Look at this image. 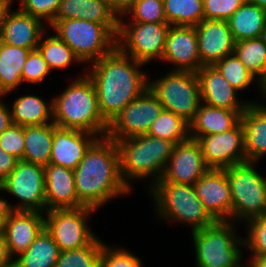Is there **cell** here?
Returning a JSON list of instances; mask_svg holds the SVG:
<instances>
[{
  "mask_svg": "<svg viewBox=\"0 0 266 267\" xmlns=\"http://www.w3.org/2000/svg\"><path fill=\"white\" fill-rule=\"evenodd\" d=\"M61 0H19L20 11L39 18L49 25L54 21Z\"/></svg>",
  "mask_w": 266,
  "mask_h": 267,
  "instance_id": "42",
  "label": "cell"
},
{
  "mask_svg": "<svg viewBox=\"0 0 266 267\" xmlns=\"http://www.w3.org/2000/svg\"><path fill=\"white\" fill-rule=\"evenodd\" d=\"M59 246L44 228L29 248L13 259V267H55Z\"/></svg>",
  "mask_w": 266,
  "mask_h": 267,
  "instance_id": "31",
  "label": "cell"
},
{
  "mask_svg": "<svg viewBox=\"0 0 266 267\" xmlns=\"http://www.w3.org/2000/svg\"><path fill=\"white\" fill-rule=\"evenodd\" d=\"M264 41V43L266 44V24H265V28L263 30V34H262V37H261Z\"/></svg>",
  "mask_w": 266,
  "mask_h": 267,
  "instance_id": "53",
  "label": "cell"
},
{
  "mask_svg": "<svg viewBox=\"0 0 266 267\" xmlns=\"http://www.w3.org/2000/svg\"><path fill=\"white\" fill-rule=\"evenodd\" d=\"M161 61L173 64L172 70L197 72L202 67L195 26L169 27Z\"/></svg>",
  "mask_w": 266,
  "mask_h": 267,
  "instance_id": "16",
  "label": "cell"
},
{
  "mask_svg": "<svg viewBox=\"0 0 266 267\" xmlns=\"http://www.w3.org/2000/svg\"><path fill=\"white\" fill-rule=\"evenodd\" d=\"M244 111H234L201 103L193 120L189 123L190 138L218 134L234 128Z\"/></svg>",
  "mask_w": 266,
  "mask_h": 267,
  "instance_id": "26",
  "label": "cell"
},
{
  "mask_svg": "<svg viewBox=\"0 0 266 267\" xmlns=\"http://www.w3.org/2000/svg\"><path fill=\"white\" fill-rule=\"evenodd\" d=\"M120 9L111 0H61L54 20L82 19L106 25L116 36Z\"/></svg>",
  "mask_w": 266,
  "mask_h": 267,
  "instance_id": "21",
  "label": "cell"
},
{
  "mask_svg": "<svg viewBox=\"0 0 266 267\" xmlns=\"http://www.w3.org/2000/svg\"><path fill=\"white\" fill-rule=\"evenodd\" d=\"M249 3H253L266 11V0H246Z\"/></svg>",
  "mask_w": 266,
  "mask_h": 267,
  "instance_id": "51",
  "label": "cell"
},
{
  "mask_svg": "<svg viewBox=\"0 0 266 267\" xmlns=\"http://www.w3.org/2000/svg\"><path fill=\"white\" fill-rule=\"evenodd\" d=\"M1 98L4 96H0ZM0 98V134L13 125L11 110Z\"/></svg>",
  "mask_w": 266,
  "mask_h": 267,
  "instance_id": "47",
  "label": "cell"
},
{
  "mask_svg": "<svg viewBox=\"0 0 266 267\" xmlns=\"http://www.w3.org/2000/svg\"><path fill=\"white\" fill-rule=\"evenodd\" d=\"M195 29L201 66H213L233 54L235 41L226 20L203 19Z\"/></svg>",
  "mask_w": 266,
  "mask_h": 267,
  "instance_id": "18",
  "label": "cell"
},
{
  "mask_svg": "<svg viewBox=\"0 0 266 267\" xmlns=\"http://www.w3.org/2000/svg\"><path fill=\"white\" fill-rule=\"evenodd\" d=\"M49 26L83 64L90 65L116 48V35L101 23L65 19L54 20Z\"/></svg>",
  "mask_w": 266,
  "mask_h": 267,
  "instance_id": "7",
  "label": "cell"
},
{
  "mask_svg": "<svg viewBox=\"0 0 266 267\" xmlns=\"http://www.w3.org/2000/svg\"><path fill=\"white\" fill-rule=\"evenodd\" d=\"M85 73L92 80L103 119L110 124L121 110L149 88L144 65L123 54L117 47L108 55L90 63Z\"/></svg>",
  "mask_w": 266,
  "mask_h": 267,
  "instance_id": "1",
  "label": "cell"
},
{
  "mask_svg": "<svg viewBox=\"0 0 266 267\" xmlns=\"http://www.w3.org/2000/svg\"><path fill=\"white\" fill-rule=\"evenodd\" d=\"M115 142L120 157L121 176L130 189L132 179L144 180L152 176L151 181H154L149 187L161 179L175 145L169 140L147 134Z\"/></svg>",
  "mask_w": 266,
  "mask_h": 267,
  "instance_id": "4",
  "label": "cell"
},
{
  "mask_svg": "<svg viewBox=\"0 0 266 267\" xmlns=\"http://www.w3.org/2000/svg\"><path fill=\"white\" fill-rule=\"evenodd\" d=\"M93 212H96V209L87 206L45 212V228L60 251L85 247L97 237L87 225V217Z\"/></svg>",
  "mask_w": 266,
  "mask_h": 267,
  "instance_id": "12",
  "label": "cell"
},
{
  "mask_svg": "<svg viewBox=\"0 0 266 267\" xmlns=\"http://www.w3.org/2000/svg\"><path fill=\"white\" fill-rule=\"evenodd\" d=\"M103 242L95 238L89 245L61 251L55 267H100Z\"/></svg>",
  "mask_w": 266,
  "mask_h": 267,
  "instance_id": "37",
  "label": "cell"
},
{
  "mask_svg": "<svg viewBox=\"0 0 266 267\" xmlns=\"http://www.w3.org/2000/svg\"><path fill=\"white\" fill-rule=\"evenodd\" d=\"M13 0H0V27L4 21L6 14L11 9Z\"/></svg>",
  "mask_w": 266,
  "mask_h": 267,
  "instance_id": "49",
  "label": "cell"
},
{
  "mask_svg": "<svg viewBox=\"0 0 266 267\" xmlns=\"http://www.w3.org/2000/svg\"><path fill=\"white\" fill-rule=\"evenodd\" d=\"M204 208L215 220L232 222V197L224 169H209L193 185Z\"/></svg>",
  "mask_w": 266,
  "mask_h": 267,
  "instance_id": "17",
  "label": "cell"
},
{
  "mask_svg": "<svg viewBox=\"0 0 266 267\" xmlns=\"http://www.w3.org/2000/svg\"><path fill=\"white\" fill-rule=\"evenodd\" d=\"M202 103L234 111H245L250 103L237 98L236 90L214 66H202L196 72ZM241 101V102H240Z\"/></svg>",
  "mask_w": 266,
  "mask_h": 267,
  "instance_id": "19",
  "label": "cell"
},
{
  "mask_svg": "<svg viewBox=\"0 0 266 267\" xmlns=\"http://www.w3.org/2000/svg\"><path fill=\"white\" fill-rule=\"evenodd\" d=\"M44 178L46 211L83 207L75 189L74 170L49 163L44 166Z\"/></svg>",
  "mask_w": 266,
  "mask_h": 267,
  "instance_id": "23",
  "label": "cell"
},
{
  "mask_svg": "<svg viewBox=\"0 0 266 267\" xmlns=\"http://www.w3.org/2000/svg\"><path fill=\"white\" fill-rule=\"evenodd\" d=\"M213 66L236 90L242 91L256 81L258 82L260 91L263 92V85L246 69L244 64L234 53L223 57Z\"/></svg>",
  "mask_w": 266,
  "mask_h": 267,
  "instance_id": "36",
  "label": "cell"
},
{
  "mask_svg": "<svg viewBox=\"0 0 266 267\" xmlns=\"http://www.w3.org/2000/svg\"><path fill=\"white\" fill-rule=\"evenodd\" d=\"M0 267H13L11 257L4 233H0Z\"/></svg>",
  "mask_w": 266,
  "mask_h": 267,
  "instance_id": "46",
  "label": "cell"
},
{
  "mask_svg": "<svg viewBox=\"0 0 266 267\" xmlns=\"http://www.w3.org/2000/svg\"><path fill=\"white\" fill-rule=\"evenodd\" d=\"M149 89L156 95L164 110L190 123L202 103L196 72L171 70L161 78L149 81Z\"/></svg>",
  "mask_w": 266,
  "mask_h": 267,
  "instance_id": "9",
  "label": "cell"
},
{
  "mask_svg": "<svg viewBox=\"0 0 266 267\" xmlns=\"http://www.w3.org/2000/svg\"><path fill=\"white\" fill-rule=\"evenodd\" d=\"M83 75L69 83L59 96L52 99L53 123L57 127L104 137L109 124L100 114L92 80L86 73Z\"/></svg>",
  "mask_w": 266,
  "mask_h": 267,
  "instance_id": "3",
  "label": "cell"
},
{
  "mask_svg": "<svg viewBox=\"0 0 266 267\" xmlns=\"http://www.w3.org/2000/svg\"><path fill=\"white\" fill-rule=\"evenodd\" d=\"M131 16V21L141 23H167L163 0H130L120 9V16Z\"/></svg>",
  "mask_w": 266,
  "mask_h": 267,
  "instance_id": "38",
  "label": "cell"
},
{
  "mask_svg": "<svg viewBox=\"0 0 266 267\" xmlns=\"http://www.w3.org/2000/svg\"><path fill=\"white\" fill-rule=\"evenodd\" d=\"M251 260L248 262V267H266V256L250 255Z\"/></svg>",
  "mask_w": 266,
  "mask_h": 267,
  "instance_id": "50",
  "label": "cell"
},
{
  "mask_svg": "<svg viewBox=\"0 0 266 267\" xmlns=\"http://www.w3.org/2000/svg\"><path fill=\"white\" fill-rule=\"evenodd\" d=\"M261 94H263V97L266 98V82L263 84V92Z\"/></svg>",
  "mask_w": 266,
  "mask_h": 267,
  "instance_id": "54",
  "label": "cell"
},
{
  "mask_svg": "<svg viewBox=\"0 0 266 267\" xmlns=\"http://www.w3.org/2000/svg\"><path fill=\"white\" fill-rule=\"evenodd\" d=\"M247 162H257L266 155V105L250 103L241 115Z\"/></svg>",
  "mask_w": 266,
  "mask_h": 267,
  "instance_id": "25",
  "label": "cell"
},
{
  "mask_svg": "<svg viewBox=\"0 0 266 267\" xmlns=\"http://www.w3.org/2000/svg\"><path fill=\"white\" fill-rule=\"evenodd\" d=\"M209 169L199 142L189 138L174 145L164 173L157 182L194 185Z\"/></svg>",
  "mask_w": 266,
  "mask_h": 267,
  "instance_id": "15",
  "label": "cell"
},
{
  "mask_svg": "<svg viewBox=\"0 0 266 267\" xmlns=\"http://www.w3.org/2000/svg\"><path fill=\"white\" fill-rule=\"evenodd\" d=\"M9 211L7 203L0 197V233H4L5 221Z\"/></svg>",
  "mask_w": 266,
  "mask_h": 267,
  "instance_id": "48",
  "label": "cell"
},
{
  "mask_svg": "<svg viewBox=\"0 0 266 267\" xmlns=\"http://www.w3.org/2000/svg\"><path fill=\"white\" fill-rule=\"evenodd\" d=\"M246 0H203L204 19L228 20Z\"/></svg>",
  "mask_w": 266,
  "mask_h": 267,
  "instance_id": "43",
  "label": "cell"
},
{
  "mask_svg": "<svg viewBox=\"0 0 266 267\" xmlns=\"http://www.w3.org/2000/svg\"><path fill=\"white\" fill-rule=\"evenodd\" d=\"M235 230L233 221L216 220L192 231L197 267H243L240 261L244 238L236 235Z\"/></svg>",
  "mask_w": 266,
  "mask_h": 267,
  "instance_id": "6",
  "label": "cell"
},
{
  "mask_svg": "<svg viewBox=\"0 0 266 267\" xmlns=\"http://www.w3.org/2000/svg\"><path fill=\"white\" fill-rule=\"evenodd\" d=\"M74 178L78 201L96 210L131 190L121 176L117 144L107 136L90 146L74 169Z\"/></svg>",
  "mask_w": 266,
  "mask_h": 267,
  "instance_id": "2",
  "label": "cell"
},
{
  "mask_svg": "<svg viewBox=\"0 0 266 267\" xmlns=\"http://www.w3.org/2000/svg\"><path fill=\"white\" fill-rule=\"evenodd\" d=\"M0 147L18 160L23 159L24 127L12 125L0 134Z\"/></svg>",
  "mask_w": 266,
  "mask_h": 267,
  "instance_id": "44",
  "label": "cell"
},
{
  "mask_svg": "<svg viewBox=\"0 0 266 267\" xmlns=\"http://www.w3.org/2000/svg\"><path fill=\"white\" fill-rule=\"evenodd\" d=\"M150 194L160 219L187 223L191 232L216 221L204 208L193 185L156 182L150 187Z\"/></svg>",
  "mask_w": 266,
  "mask_h": 267,
  "instance_id": "5",
  "label": "cell"
},
{
  "mask_svg": "<svg viewBox=\"0 0 266 267\" xmlns=\"http://www.w3.org/2000/svg\"><path fill=\"white\" fill-rule=\"evenodd\" d=\"M49 73H51V70L38 49L31 50L22 70V83H41Z\"/></svg>",
  "mask_w": 266,
  "mask_h": 267,
  "instance_id": "41",
  "label": "cell"
},
{
  "mask_svg": "<svg viewBox=\"0 0 266 267\" xmlns=\"http://www.w3.org/2000/svg\"><path fill=\"white\" fill-rule=\"evenodd\" d=\"M112 248L103 243L100 267H143L142 260L125 248Z\"/></svg>",
  "mask_w": 266,
  "mask_h": 267,
  "instance_id": "40",
  "label": "cell"
},
{
  "mask_svg": "<svg viewBox=\"0 0 266 267\" xmlns=\"http://www.w3.org/2000/svg\"><path fill=\"white\" fill-rule=\"evenodd\" d=\"M97 138L93 133L61 128L54 124L50 163L74 170Z\"/></svg>",
  "mask_w": 266,
  "mask_h": 267,
  "instance_id": "22",
  "label": "cell"
},
{
  "mask_svg": "<svg viewBox=\"0 0 266 267\" xmlns=\"http://www.w3.org/2000/svg\"><path fill=\"white\" fill-rule=\"evenodd\" d=\"M0 191L21 200L20 204L12 206L3 199L12 211L46 212L44 166L18 160L12 172L0 183Z\"/></svg>",
  "mask_w": 266,
  "mask_h": 267,
  "instance_id": "11",
  "label": "cell"
},
{
  "mask_svg": "<svg viewBox=\"0 0 266 267\" xmlns=\"http://www.w3.org/2000/svg\"><path fill=\"white\" fill-rule=\"evenodd\" d=\"M54 123L24 126V161L46 166L50 163Z\"/></svg>",
  "mask_w": 266,
  "mask_h": 267,
  "instance_id": "30",
  "label": "cell"
},
{
  "mask_svg": "<svg viewBox=\"0 0 266 267\" xmlns=\"http://www.w3.org/2000/svg\"><path fill=\"white\" fill-rule=\"evenodd\" d=\"M30 51L0 41V96L10 94L21 85L22 70Z\"/></svg>",
  "mask_w": 266,
  "mask_h": 267,
  "instance_id": "28",
  "label": "cell"
},
{
  "mask_svg": "<svg viewBox=\"0 0 266 267\" xmlns=\"http://www.w3.org/2000/svg\"><path fill=\"white\" fill-rule=\"evenodd\" d=\"M12 105L10 110L14 125L24 127L53 123L52 100L46 102L38 95H22Z\"/></svg>",
  "mask_w": 266,
  "mask_h": 267,
  "instance_id": "29",
  "label": "cell"
},
{
  "mask_svg": "<svg viewBox=\"0 0 266 267\" xmlns=\"http://www.w3.org/2000/svg\"><path fill=\"white\" fill-rule=\"evenodd\" d=\"M6 14L0 27V41L16 47L37 49L45 32V24L39 18L26 14L19 9ZM44 26V27H43Z\"/></svg>",
  "mask_w": 266,
  "mask_h": 267,
  "instance_id": "24",
  "label": "cell"
},
{
  "mask_svg": "<svg viewBox=\"0 0 266 267\" xmlns=\"http://www.w3.org/2000/svg\"><path fill=\"white\" fill-rule=\"evenodd\" d=\"M235 42L262 37L266 11L245 1L227 20Z\"/></svg>",
  "mask_w": 266,
  "mask_h": 267,
  "instance_id": "27",
  "label": "cell"
},
{
  "mask_svg": "<svg viewBox=\"0 0 266 267\" xmlns=\"http://www.w3.org/2000/svg\"><path fill=\"white\" fill-rule=\"evenodd\" d=\"M119 9L126 5L130 0H111Z\"/></svg>",
  "mask_w": 266,
  "mask_h": 267,
  "instance_id": "52",
  "label": "cell"
},
{
  "mask_svg": "<svg viewBox=\"0 0 266 267\" xmlns=\"http://www.w3.org/2000/svg\"><path fill=\"white\" fill-rule=\"evenodd\" d=\"M120 16L116 47L125 55L147 64L161 60L170 25L168 23L125 22Z\"/></svg>",
  "mask_w": 266,
  "mask_h": 267,
  "instance_id": "10",
  "label": "cell"
},
{
  "mask_svg": "<svg viewBox=\"0 0 266 267\" xmlns=\"http://www.w3.org/2000/svg\"><path fill=\"white\" fill-rule=\"evenodd\" d=\"M233 53L262 85L266 82V44L261 37L235 42Z\"/></svg>",
  "mask_w": 266,
  "mask_h": 267,
  "instance_id": "32",
  "label": "cell"
},
{
  "mask_svg": "<svg viewBox=\"0 0 266 267\" xmlns=\"http://www.w3.org/2000/svg\"><path fill=\"white\" fill-rule=\"evenodd\" d=\"M162 110L163 106L156 95L147 88L113 119L106 136L116 141L145 135Z\"/></svg>",
  "mask_w": 266,
  "mask_h": 267,
  "instance_id": "13",
  "label": "cell"
},
{
  "mask_svg": "<svg viewBox=\"0 0 266 267\" xmlns=\"http://www.w3.org/2000/svg\"><path fill=\"white\" fill-rule=\"evenodd\" d=\"M43 214L45 213L38 211L10 210L8 212L4 234L13 259L25 252L45 228V215Z\"/></svg>",
  "mask_w": 266,
  "mask_h": 267,
  "instance_id": "20",
  "label": "cell"
},
{
  "mask_svg": "<svg viewBox=\"0 0 266 267\" xmlns=\"http://www.w3.org/2000/svg\"><path fill=\"white\" fill-rule=\"evenodd\" d=\"M167 23L196 26L204 19L203 0H163Z\"/></svg>",
  "mask_w": 266,
  "mask_h": 267,
  "instance_id": "33",
  "label": "cell"
},
{
  "mask_svg": "<svg viewBox=\"0 0 266 267\" xmlns=\"http://www.w3.org/2000/svg\"><path fill=\"white\" fill-rule=\"evenodd\" d=\"M255 167L256 162H244L224 169L231 189L233 222H247L266 213V178Z\"/></svg>",
  "mask_w": 266,
  "mask_h": 267,
  "instance_id": "8",
  "label": "cell"
},
{
  "mask_svg": "<svg viewBox=\"0 0 266 267\" xmlns=\"http://www.w3.org/2000/svg\"><path fill=\"white\" fill-rule=\"evenodd\" d=\"M43 36L40 39L37 49L47 62L51 72L53 69L63 70L69 67L72 62L81 63L70 47L56 35L46 37L42 40Z\"/></svg>",
  "mask_w": 266,
  "mask_h": 267,
  "instance_id": "35",
  "label": "cell"
},
{
  "mask_svg": "<svg viewBox=\"0 0 266 267\" xmlns=\"http://www.w3.org/2000/svg\"><path fill=\"white\" fill-rule=\"evenodd\" d=\"M196 140L210 169H225L247 162L241 121L229 131L201 136Z\"/></svg>",
  "mask_w": 266,
  "mask_h": 267,
  "instance_id": "14",
  "label": "cell"
},
{
  "mask_svg": "<svg viewBox=\"0 0 266 267\" xmlns=\"http://www.w3.org/2000/svg\"><path fill=\"white\" fill-rule=\"evenodd\" d=\"M247 235L244 246L251 255L266 256V213L246 222Z\"/></svg>",
  "mask_w": 266,
  "mask_h": 267,
  "instance_id": "39",
  "label": "cell"
},
{
  "mask_svg": "<svg viewBox=\"0 0 266 267\" xmlns=\"http://www.w3.org/2000/svg\"><path fill=\"white\" fill-rule=\"evenodd\" d=\"M17 162L18 159L15 156L0 147V183L12 172Z\"/></svg>",
  "mask_w": 266,
  "mask_h": 267,
  "instance_id": "45",
  "label": "cell"
},
{
  "mask_svg": "<svg viewBox=\"0 0 266 267\" xmlns=\"http://www.w3.org/2000/svg\"><path fill=\"white\" fill-rule=\"evenodd\" d=\"M147 135L166 139L174 144L181 143L190 138L189 123L171 111L163 109L152 123Z\"/></svg>",
  "mask_w": 266,
  "mask_h": 267,
  "instance_id": "34",
  "label": "cell"
}]
</instances>
